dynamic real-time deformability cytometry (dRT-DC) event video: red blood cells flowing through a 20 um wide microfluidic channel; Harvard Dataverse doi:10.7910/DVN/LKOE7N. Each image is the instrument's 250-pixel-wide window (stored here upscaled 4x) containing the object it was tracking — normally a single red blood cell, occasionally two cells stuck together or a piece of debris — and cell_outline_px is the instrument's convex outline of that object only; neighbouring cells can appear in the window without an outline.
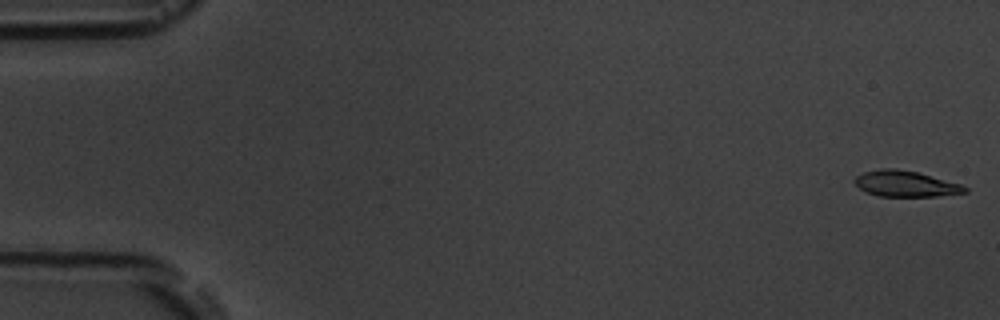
{"species": "common noctule bat (a hibernating species)", "species_latin": "Nyctalus noctula", "temperature_condition": "room temperature", "stored_images_in_passage": 5, "camera_frame_rate_fps": 3000, "um_per_image_px": 0.085, "animal": {"sex": "male", "body_mass_g": 19.5, "forearm_length_mm": 54.6}, "frame": {"image": 1, "passage_image": 1, "time_ms": 0.0, "image_size_px": [1000, 320], "cell_outline_px": [[968, 192], [936, 196], [880, 196], [868, 192], [860, 188], [852, 180], [856, 176], [864, 172], [880, 168], [896, 168], [916, 172], [960, 184], [968, 188]], "centroid_in_image_um": [76.95, 15.61], "position_along_channel_um": 8.1, "area_um2": 16.42}}
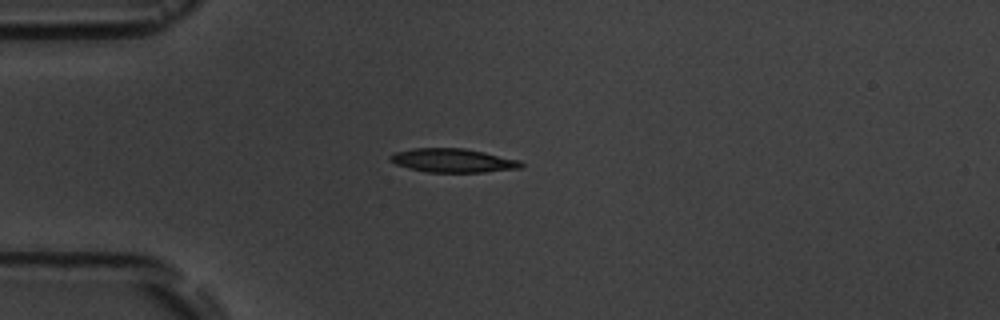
{"frame": {"image": 2, "passage_image": 5, "time_ms": 4.667, "image_size_px": [1000, 320], "cell_outline_px": [[524, 164], [520, 168], [484, 172], [428, 172], [408, 168], [396, 164], [388, 160], [388, 156], [396, 152], [412, 148], [464, 148], [484, 152], [520, 160]], "centroid_in_image_um": [38.47, 13.64], "position_along_channel_um": 46.5, "area_um2": 18.15}}